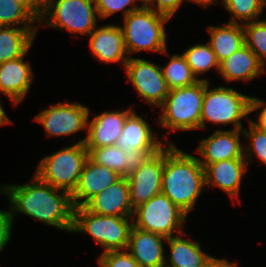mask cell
Returning <instances> with one entry per match:
<instances>
[{"label": "cell", "instance_id": "obj_1", "mask_svg": "<svg viewBox=\"0 0 266 267\" xmlns=\"http://www.w3.org/2000/svg\"><path fill=\"white\" fill-rule=\"evenodd\" d=\"M5 195L11 204L13 221L16 212H21L46 225L67 232L72 231L74 207L67 191L42 182L34 174L33 181L29 184L5 185Z\"/></svg>", "mask_w": 266, "mask_h": 267}, {"label": "cell", "instance_id": "obj_2", "mask_svg": "<svg viewBox=\"0 0 266 267\" xmlns=\"http://www.w3.org/2000/svg\"><path fill=\"white\" fill-rule=\"evenodd\" d=\"M205 186V171L198 157L166 141L161 193L188 215Z\"/></svg>", "mask_w": 266, "mask_h": 267}, {"label": "cell", "instance_id": "obj_3", "mask_svg": "<svg viewBox=\"0 0 266 267\" xmlns=\"http://www.w3.org/2000/svg\"><path fill=\"white\" fill-rule=\"evenodd\" d=\"M123 19L124 26L121 28L129 57L140 51H154L168 55L164 25L169 22L170 17L142 6Z\"/></svg>", "mask_w": 266, "mask_h": 267}, {"label": "cell", "instance_id": "obj_4", "mask_svg": "<svg viewBox=\"0 0 266 267\" xmlns=\"http://www.w3.org/2000/svg\"><path fill=\"white\" fill-rule=\"evenodd\" d=\"M206 81L201 78L193 85L170 90L160 106L159 125L174 131L200 129Z\"/></svg>", "mask_w": 266, "mask_h": 267}, {"label": "cell", "instance_id": "obj_5", "mask_svg": "<svg viewBox=\"0 0 266 267\" xmlns=\"http://www.w3.org/2000/svg\"><path fill=\"white\" fill-rule=\"evenodd\" d=\"M132 226L133 217L98 215L87 211L83 206L73 209L71 232L91 235L104 248L103 252L126 250Z\"/></svg>", "mask_w": 266, "mask_h": 267}, {"label": "cell", "instance_id": "obj_6", "mask_svg": "<svg viewBox=\"0 0 266 267\" xmlns=\"http://www.w3.org/2000/svg\"><path fill=\"white\" fill-rule=\"evenodd\" d=\"M87 159L88 150L84 143L78 141L41 159L35 175L42 182L71 195L77 187Z\"/></svg>", "mask_w": 266, "mask_h": 267}, {"label": "cell", "instance_id": "obj_7", "mask_svg": "<svg viewBox=\"0 0 266 267\" xmlns=\"http://www.w3.org/2000/svg\"><path fill=\"white\" fill-rule=\"evenodd\" d=\"M97 14L95 0H48L38 24L89 36L97 27Z\"/></svg>", "mask_w": 266, "mask_h": 267}, {"label": "cell", "instance_id": "obj_8", "mask_svg": "<svg viewBox=\"0 0 266 267\" xmlns=\"http://www.w3.org/2000/svg\"><path fill=\"white\" fill-rule=\"evenodd\" d=\"M206 88L201 112V128H206V122L213 124H233L234 130H242L241 120L249 115V103L251 96L243 95L229 87Z\"/></svg>", "mask_w": 266, "mask_h": 267}, {"label": "cell", "instance_id": "obj_9", "mask_svg": "<svg viewBox=\"0 0 266 267\" xmlns=\"http://www.w3.org/2000/svg\"><path fill=\"white\" fill-rule=\"evenodd\" d=\"M186 216L165 194L159 193L134 209L133 226L169 238L174 232L184 234Z\"/></svg>", "mask_w": 266, "mask_h": 267}, {"label": "cell", "instance_id": "obj_10", "mask_svg": "<svg viewBox=\"0 0 266 267\" xmlns=\"http://www.w3.org/2000/svg\"><path fill=\"white\" fill-rule=\"evenodd\" d=\"M130 81L138 94L150 106H161L170 89L162 74L161 66L142 58L130 57L125 63Z\"/></svg>", "mask_w": 266, "mask_h": 267}, {"label": "cell", "instance_id": "obj_11", "mask_svg": "<svg viewBox=\"0 0 266 267\" xmlns=\"http://www.w3.org/2000/svg\"><path fill=\"white\" fill-rule=\"evenodd\" d=\"M89 108L78 103H56L44 109L35 117L43 124L48 136L71 135L87 129Z\"/></svg>", "mask_w": 266, "mask_h": 267}, {"label": "cell", "instance_id": "obj_12", "mask_svg": "<svg viewBox=\"0 0 266 267\" xmlns=\"http://www.w3.org/2000/svg\"><path fill=\"white\" fill-rule=\"evenodd\" d=\"M163 167L164 148L151 155L141 167L126 176L133 209L161 193Z\"/></svg>", "mask_w": 266, "mask_h": 267}, {"label": "cell", "instance_id": "obj_13", "mask_svg": "<svg viewBox=\"0 0 266 267\" xmlns=\"http://www.w3.org/2000/svg\"><path fill=\"white\" fill-rule=\"evenodd\" d=\"M240 133L243 134V130H216L208 138L201 139L196 151L202 156L198 158L201 165L205 168L220 161L245 159V146L240 142Z\"/></svg>", "mask_w": 266, "mask_h": 267}, {"label": "cell", "instance_id": "obj_14", "mask_svg": "<svg viewBox=\"0 0 266 267\" xmlns=\"http://www.w3.org/2000/svg\"><path fill=\"white\" fill-rule=\"evenodd\" d=\"M132 109L125 111H105L95 116L87 123V136L81 143H84L86 149H96L116 145L120 137L126 118L132 112Z\"/></svg>", "mask_w": 266, "mask_h": 267}, {"label": "cell", "instance_id": "obj_15", "mask_svg": "<svg viewBox=\"0 0 266 267\" xmlns=\"http://www.w3.org/2000/svg\"><path fill=\"white\" fill-rule=\"evenodd\" d=\"M83 207L98 215L133 217L134 209L130 203L127 178L121 177L107 189L90 198Z\"/></svg>", "mask_w": 266, "mask_h": 267}, {"label": "cell", "instance_id": "obj_16", "mask_svg": "<svg viewBox=\"0 0 266 267\" xmlns=\"http://www.w3.org/2000/svg\"><path fill=\"white\" fill-rule=\"evenodd\" d=\"M89 47L91 53L100 62L123 65L129 60L121 26L115 24L98 26L90 33Z\"/></svg>", "mask_w": 266, "mask_h": 267}, {"label": "cell", "instance_id": "obj_17", "mask_svg": "<svg viewBox=\"0 0 266 267\" xmlns=\"http://www.w3.org/2000/svg\"><path fill=\"white\" fill-rule=\"evenodd\" d=\"M120 176L113 169L86 160L78 184L71 194L73 207L83 206L90 198L117 182Z\"/></svg>", "mask_w": 266, "mask_h": 267}, {"label": "cell", "instance_id": "obj_18", "mask_svg": "<svg viewBox=\"0 0 266 267\" xmlns=\"http://www.w3.org/2000/svg\"><path fill=\"white\" fill-rule=\"evenodd\" d=\"M163 240L167 238L132 226L126 250L140 267H164L167 260Z\"/></svg>", "mask_w": 266, "mask_h": 267}, {"label": "cell", "instance_id": "obj_19", "mask_svg": "<svg viewBox=\"0 0 266 267\" xmlns=\"http://www.w3.org/2000/svg\"><path fill=\"white\" fill-rule=\"evenodd\" d=\"M87 150L88 157L94 163L113 169L122 177L141 167L151 155L158 152L142 150L124 152L117 145Z\"/></svg>", "mask_w": 266, "mask_h": 267}, {"label": "cell", "instance_id": "obj_20", "mask_svg": "<svg viewBox=\"0 0 266 267\" xmlns=\"http://www.w3.org/2000/svg\"><path fill=\"white\" fill-rule=\"evenodd\" d=\"M25 56L0 63V93L10 98L13 105L23 101L34 79L30 63L24 61Z\"/></svg>", "mask_w": 266, "mask_h": 267}, {"label": "cell", "instance_id": "obj_21", "mask_svg": "<svg viewBox=\"0 0 266 267\" xmlns=\"http://www.w3.org/2000/svg\"><path fill=\"white\" fill-rule=\"evenodd\" d=\"M124 152L133 150L160 151L163 142L154 136L149 123L133 110L126 118L122 133L116 143Z\"/></svg>", "mask_w": 266, "mask_h": 267}, {"label": "cell", "instance_id": "obj_22", "mask_svg": "<svg viewBox=\"0 0 266 267\" xmlns=\"http://www.w3.org/2000/svg\"><path fill=\"white\" fill-rule=\"evenodd\" d=\"M245 159H230L207 165L205 171V185L217 186L232 199H239L242 176L247 171Z\"/></svg>", "mask_w": 266, "mask_h": 267}, {"label": "cell", "instance_id": "obj_23", "mask_svg": "<svg viewBox=\"0 0 266 267\" xmlns=\"http://www.w3.org/2000/svg\"><path fill=\"white\" fill-rule=\"evenodd\" d=\"M219 74L226 81H251L265 73L264 66L246 45L219 63Z\"/></svg>", "mask_w": 266, "mask_h": 267}, {"label": "cell", "instance_id": "obj_24", "mask_svg": "<svg viewBox=\"0 0 266 267\" xmlns=\"http://www.w3.org/2000/svg\"><path fill=\"white\" fill-rule=\"evenodd\" d=\"M169 252V264L164 267H203L213 256L201 250L199 241H191L180 237V234L167 238Z\"/></svg>", "mask_w": 266, "mask_h": 267}, {"label": "cell", "instance_id": "obj_25", "mask_svg": "<svg viewBox=\"0 0 266 267\" xmlns=\"http://www.w3.org/2000/svg\"><path fill=\"white\" fill-rule=\"evenodd\" d=\"M210 41L208 44L214 51L218 62L228 58L245 45L243 24L225 23L223 26H208Z\"/></svg>", "mask_w": 266, "mask_h": 267}, {"label": "cell", "instance_id": "obj_26", "mask_svg": "<svg viewBox=\"0 0 266 267\" xmlns=\"http://www.w3.org/2000/svg\"><path fill=\"white\" fill-rule=\"evenodd\" d=\"M38 28L0 26V63L28 53Z\"/></svg>", "mask_w": 266, "mask_h": 267}, {"label": "cell", "instance_id": "obj_27", "mask_svg": "<svg viewBox=\"0 0 266 267\" xmlns=\"http://www.w3.org/2000/svg\"><path fill=\"white\" fill-rule=\"evenodd\" d=\"M162 74L170 90L190 86L200 79L193 74L183 54H173L165 67H162Z\"/></svg>", "mask_w": 266, "mask_h": 267}, {"label": "cell", "instance_id": "obj_28", "mask_svg": "<svg viewBox=\"0 0 266 267\" xmlns=\"http://www.w3.org/2000/svg\"><path fill=\"white\" fill-rule=\"evenodd\" d=\"M38 20L21 4L14 0H0V26L39 28ZM17 25V26H16Z\"/></svg>", "mask_w": 266, "mask_h": 267}, {"label": "cell", "instance_id": "obj_29", "mask_svg": "<svg viewBox=\"0 0 266 267\" xmlns=\"http://www.w3.org/2000/svg\"><path fill=\"white\" fill-rule=\"evenodd\" d=\"M187 64L190 66L193 74L198 78L202 73L207 72L212 67L219 71V62L210 45L195 44L183 53Z\"/></svg>", "mask_w": 266, "mask_h": 267}, {"label": "cell", "instance_id": "obj_30", "mask_svg": "<svg viewBox=\"0 0 266 267\" xmlns=\"http://www.w3.org/2000/svg\"><path fill=\"white\" fill-rule=\"evenodd\" d=\"M224 8L232 14L229 22L242 24L259 20L265 0H221ZM245 21V22H244Z\"/></svg>", "mask_w": 266, "mask_h": 267}, {"label": "cell", "instance_id": "obj_31", "mask_svg": "<svg viewBox=\"0 0 266 267\" xmlns=\"http://www.w3.org/2000/svg\"><path fill=\"white\" fill-rule=\"evenodd\" d=\"M245 45L257 56L259 62L266 65V20H257L243 24Z\"/></svg>", "mask_w": 266, "mask_h": 267}, {"label": "cell", "instance_id": "obj_32", "mask_svg": "<svg viewBox=\"0 0 266 267\" xmlns=\"http://www.w3.org/2000/svg\"><path fill=\"white\" fill-rule=\"evenodd\" d=\"M249 127L250 130L246 128L242 129L244 137L250 140V146L244 148V158L247 161V165L249 164L251 157L254 156L266 165V132L259 130L250 122Z\"/></svg>", "mask_w": 266, "mask_h": 267}, {"label": "cell", "instance_id": "obj_33", "mask_svg": "<svg viewBox=\"0 0 266 267\" xmlns=\"http://www.w3.org/2000/svg\"><path fill=\"white\" fill-rule=\"evenodd\" d=\"M138 0H95V6L98 13V18H108L118 11H123V16L126 17L130 12L136 11L142 7L135 5ZM129 7L127 8V6ZM131 5V7H130Z\"/></svg>", "mask_w": 266, "mask_h": 267}, {"label": "cell", "instance_id": "obj_34", "mask_svg": "<svg viewBox=\"0 0 266 267\" xmlns=\"http://www.w3.org/2000/svg\"><path fill=\"white\" fill-rule=\"evenodd\" d=\"M97 263L100 267H140L127 250L103 252Z\"/></svg>", "mask_w": 266, "mask_h": 267}, {"label": "cell", "instance_id": "obj_35", "mask_svg": "<svg viewBox=\"0 0 266 267\" xmlns=\"http://www.w3.org/2000/svg\"><path fill=\"white\" fill-rule=\"evenodd\" d=\"M183 1L185 0H151L146 7L172 18Z\"/></svg>", "mask_w": 266, "mask_h": 267}, {"label": "cell", "instance_id": "obj_36", "mask_svg": "<svg viewBox=\"0 0 266 267\" xmlns=\"http://www.w3.org/2000/svg\"><path fill=\"white\" fill-rule=\"evenodd\" d=\"M13 218L9 211L0 210V252L6 244L11 240Z\"/></svg>", "mask_w": 266, "mask_h": 267}, {"label": "cell", "instance_id": "obj_37", "mask_svg": "<svg viewBox=\"0 0 266 267\" xmlns=\"http://www.w3.org/2000/svg\"><path fill=\"white\" fill-rule=\"evenodd\" d=\"M260 108L262 109L261 111L259 110V113L257 115V122L252 121L251 119H248V121L259 130L266 132V102L263 99L261 100L256 97H251L249 103V113L254 112Z\"/></svg>", "mask_w": 266, "mask_h": 267}, {"label": "cell", "instance_id": "obj_38", "mask_svg": "<svg viewBox=\"0 0 266 267\" xmlns=\"http://www.w3.org/2000/svg\"><path fill=\"white\" fill-rule=\"evenodd\" d=\"M14 1L21 3L39 21L43 5L38 0H14Z\"/></svg>", "mask_w": 266, "mask_h": 267}, {"label": "cell", "instance_id": "obj_39", "mask_svg": "<svg viewBox=\"0 0 266 267\" xmlns=\"http://www.w3.org/2000/svg\"><path fill=\"white\" fill-rule=\"evenodd\" d=\"M227 260L226 259H219L213 257L206 265L203 267H221Z\"/></svg>", "mask_w": 266, "mask_h": 267}, {"label": "cell", "instance_id": "obj_40", "mask_svg": "<svg viewBox=\"0 0 266 267\" xmlns=\"http://www.w3.org/2000/svg\"><path fill=\"white\" fill-rule=\"evenodd\" d=\"M185 1L194 2V3L201 5L202 7L207 8L208 6L213 5L214 3L218 4L217 2L219 0H185Z\"/></svg>", "mask_w": 266, "mask_h": 267}, {"label": "cell", "instance_id": "obj_41", "mask_svg": "<svg viewBox=\"0 0 266 267\" xmlns=\"http://www.w3.org/2000/svg\"><path fill=\"white\" fill-rule=\"evenodd\" d=\"M11 123L9 117L7 116V114L5 113L4 109L2 108V105L0 103V126L1 125H6Z\"/></svg>", "mask_w": 266, "mask_h": 267}, {"label": "cell", "instance_id": "obj_42", "mask_svg": "<svg viewBox=\"0 0 266 267\" xmlns=\"http://www.w3.org/2000/svg\"><path fill=\"white\" fill-rule=\"evenodd\" d=\"M221 267H238L236 263L226 261Z\"/></svg>", "mask_w": 266, "mask_h": 267}, {"label": "cell", "instance_id": "obj_43", "mask_svg": "<svg viewBox=\"0 0 266 267\" xmlns=\"http://www.w3.org/2000/svg\"><path fill=\"white\" fill-rule=\"evenodd\" d=\"M140 3H142V6H146L151 0H138Z\"/></svg>", "mask_w": 266, "mask_h": 267}, {"label": "cell", "instance_id": "obj_44", "mask_svg": "<svg viewBox=\"0 0 266 267\" xmlns=\"http://www.w3.org/2000/svg\"><path fill=\"white\" fill-rule=\"evenodd\" d=\"M0 191H1L2 194H5V185H3V187L1 188Z\"/></svg>", "mask_w": 266, "mask_h": 267}, {"label": "cell", "instance_id": "obj_45", "mask_svg": "<svg viewBox=\"0 0 266 267\" xmlns=\"http://www.w3.org/2000/svg\"><path fill=\"white\" fill-rule=\"evenodd\" d=\"M42 5H44L48 0H38Z\"/></svg>", "mask_w": 266, "mask_h": 267}]
</instances>
